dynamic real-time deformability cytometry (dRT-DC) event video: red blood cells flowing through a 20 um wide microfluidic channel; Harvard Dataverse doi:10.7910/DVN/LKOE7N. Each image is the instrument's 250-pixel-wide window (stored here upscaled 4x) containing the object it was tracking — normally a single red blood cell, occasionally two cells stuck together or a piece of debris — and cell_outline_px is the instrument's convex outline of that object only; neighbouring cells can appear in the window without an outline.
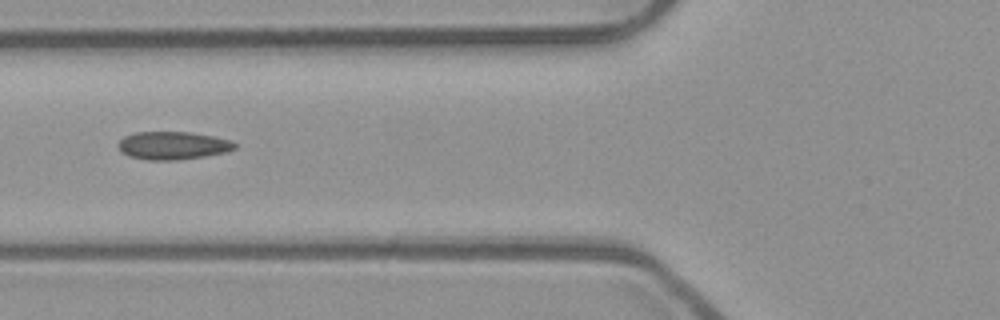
{"species": "common noctule bat (a hibernating species)", "species_latin": "Nyctalus noctula", "temperature_condition": "room temperature", "stored_images_in_passage": 10, "camera_frame_rate_fps": 3000, "um_per_image_px": 0.085, "animal": {"sex": "male", "body_mass_g": 23.1, "forearm_length_mm": 52.7}, "frame": {"image": 1, "passage_image": 4, "time_ms": 1.0, "image_size_px": [1000, 320], "cell_outline_px": [[236, 148], [224, 152], [204, 156], [176, 160], [148, 160], [128, 156], [120, 152], [116, 144], [124, 136], [136, 132], [188, 132], [212, 136], [228, 140], [236, 144]], "centroid_in_image_um": [14.61, 12.37], "position_along_channel_um": 111.2, "area_um2": 18.9}}
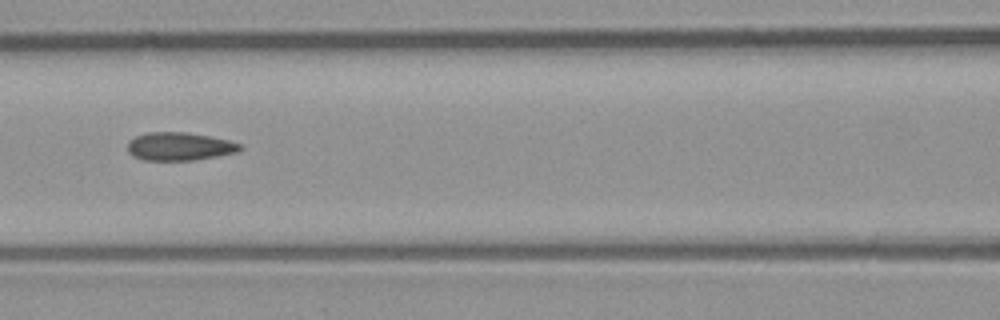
{"frame": {"image": 2, "passage_image": 7, "time_ms": 2.0, "image_size_px": [1000, 320], "cell_outline_px": [[244, 148], [240, 152], [196, 160], [144, 160], [132, 156], [128, 152], [128, 140], [136, 136], [148, 132], [184, 132], [208, 136], [228, 140], [240, 144]], "centroid_in_image_um": [15.26, 12.45], "position_along_channel_um": 151.3, "area_um2": 18.55}}